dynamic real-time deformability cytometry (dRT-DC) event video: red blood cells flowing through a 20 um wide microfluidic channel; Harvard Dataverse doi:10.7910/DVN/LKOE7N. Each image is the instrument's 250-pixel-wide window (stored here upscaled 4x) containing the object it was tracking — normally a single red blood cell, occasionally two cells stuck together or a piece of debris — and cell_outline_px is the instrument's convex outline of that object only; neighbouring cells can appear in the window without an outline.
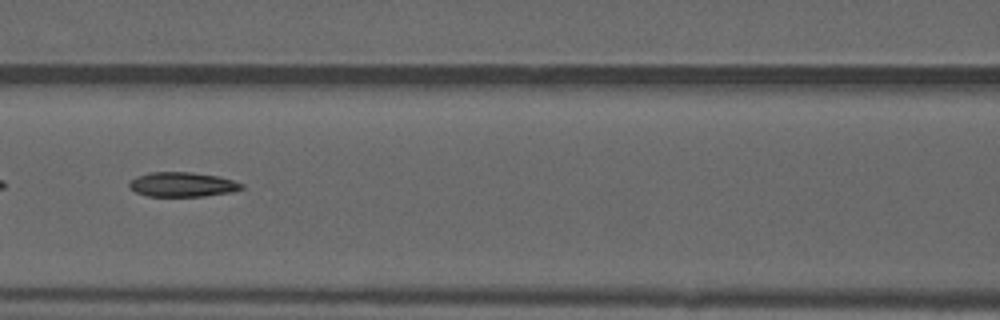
{"species": "common noctule bat (a hibernating species)", "species_latin": "Nyctalus noctula", "temperature_condition": "warm", "stored_images_in_passage": 49, "camera_frame_rate_fps": 3000, "um_per_image_px": 0.085, "animal": {"sex": "male", "forearm_length_mm": 52.5}, "frame": {"image": 1, "passage_image": 21, "time_ms": 6.667, "image_size_px": [1000, 320], "cell_outline_px": [[244, 188], [232, 192], [204, 196], [148, 196], [136, 192], [128, 188], [128, 180], [136, 176], [148, 172], [192, 172], [220, 176], [244, 184]], "centroid_in_image_um": [15.47, 15.67], "position_along_channel_um": 151.1, "area_um2": 16.36}, "authors_computed_cell_mechanics": {"area_um2": 16.2996, "velocity_mm_per_s": 4.0195, "shape_relaxation_time_tau1_ms": null, "shape_relaxation_time_tau2_ms": 4.9032, "deformation_change_tau1": null, "deformation_change_tau2": 0.1304}}